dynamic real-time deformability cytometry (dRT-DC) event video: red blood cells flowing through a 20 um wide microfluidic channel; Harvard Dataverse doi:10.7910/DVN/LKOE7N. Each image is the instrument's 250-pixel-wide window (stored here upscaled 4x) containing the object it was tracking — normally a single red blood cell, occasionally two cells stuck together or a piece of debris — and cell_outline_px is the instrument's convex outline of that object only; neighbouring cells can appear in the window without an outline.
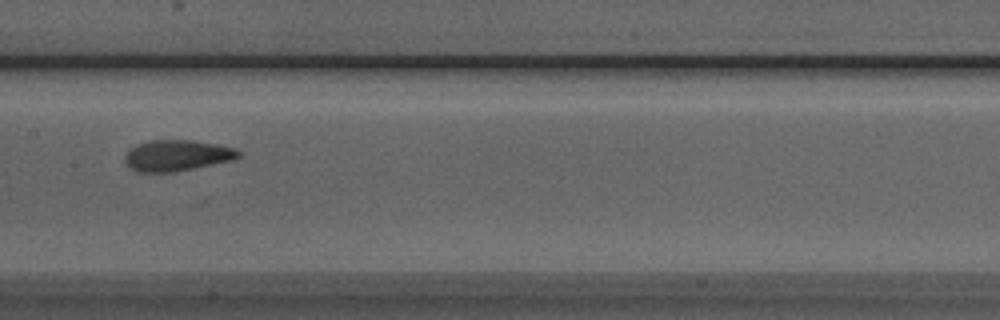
{"species": "Egyptian fruit bat (a non-hibernating species)", "species_latin": "Rousettus aegyptiacus", "temperature_condition": "room temperature", "stored_images_in_passage": 6, "camera_frame_rate_fps": 3000, "um_per_image_px": 0.085, "animal": {"sex": "male"}, "frame": {"image": 1, "passage_image": 6, "time_ms": 1.667, "image_size_px": [1000, 320], "cell_outline_px": [[240, 156], [236, 160], [176, 172], [136, 172], [124, 160], [124, 156], [132, 148], [148, 140], [192, 140], [216, 144], [232, 148], [240, 152]], "centroid_in_image_um": [15.08, 13.23], "position_along_channel_um": 192.3, "area_um2": 20.52}}